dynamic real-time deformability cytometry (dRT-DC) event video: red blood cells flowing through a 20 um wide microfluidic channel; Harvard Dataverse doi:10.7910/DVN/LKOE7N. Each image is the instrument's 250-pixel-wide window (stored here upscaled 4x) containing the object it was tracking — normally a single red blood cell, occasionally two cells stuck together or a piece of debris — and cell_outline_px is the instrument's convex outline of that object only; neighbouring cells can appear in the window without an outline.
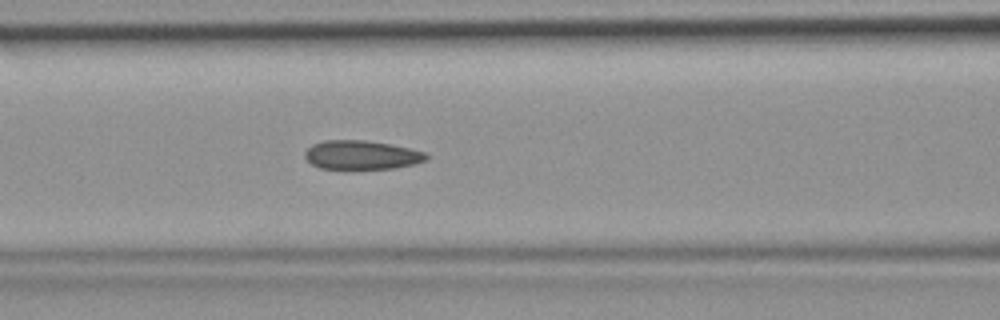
{"species": "common noctule bat (a hibernating species)", "species_latin": "Nyctalus noctula", "temperature_condition": "room temperature", "stored_images_in_passage": 33, "camera_frame_rate_fps": 3000, "um_per_image_px": 0.085, "animal": {"sex": "female", "body_mass_g": 19.9}, "frame": {"image": 1, "passage_image": 6, "time_ms": 1.667, "image_size_px": [1000, 320], "cell_outline_px": [[428, 160], [412, 164], [392, 168], [320, 168], [312, 164], [304, 156], [304, 152], [312, 144], [324, 140], [364, 140], [392, 144], [424, 152], [428, 156]], "centroid_in_image_um": [30.71, 13.15], "position_along_channel_um": 135.9, "area_um2": 20.23}}
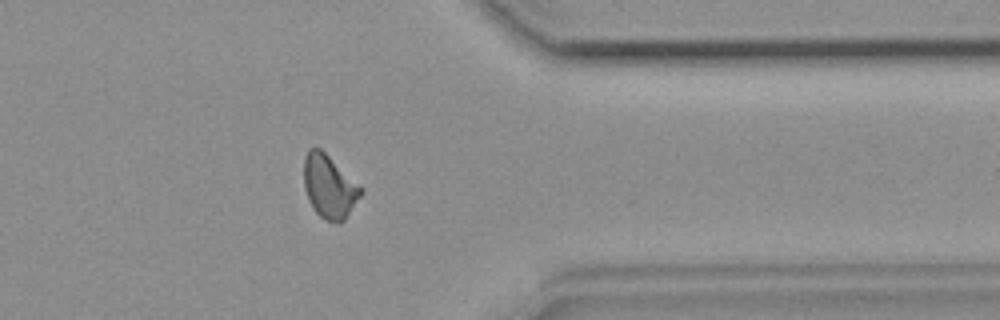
{"frame": {"image": 2, "passage_image": 24, "time_ms": 7.667, "image_size_px": [1000, 320], "cell_outline_px": [[364, 192], [344, 220], [340, 224], [324, 220], [312, 208], [308, 200], [304, 188], [304, 156], [308, 148], [320, 148], [364, 188]], "centroid_in_image_um": [27.99, 15.87], "position_along_channel_um": 383.4, "area_um2": 21.27}}
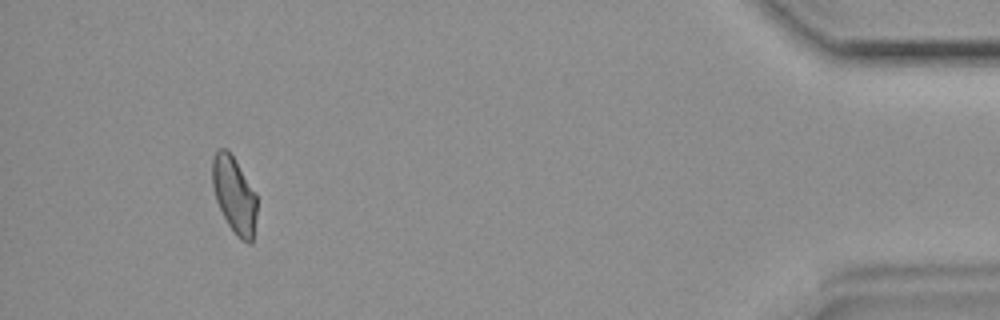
{"frame": {"image": 3, "passage_image": 30, "time_ms": 9.667, "image_size_px": [1000, 320], "cell_outline_px": [[256, 216], [252, 244], [248, 244], [240, 240], [236, 236], [228, 224], [216, 200], [212, 184], [212, 160], [216, 152], [220, 148], [228, 148], [236, 160], [256, 192]], "centroid_in_image_um": [19.92, 16.57], "position_along_channel_um": 415.3, "area_um2": 20.06}}